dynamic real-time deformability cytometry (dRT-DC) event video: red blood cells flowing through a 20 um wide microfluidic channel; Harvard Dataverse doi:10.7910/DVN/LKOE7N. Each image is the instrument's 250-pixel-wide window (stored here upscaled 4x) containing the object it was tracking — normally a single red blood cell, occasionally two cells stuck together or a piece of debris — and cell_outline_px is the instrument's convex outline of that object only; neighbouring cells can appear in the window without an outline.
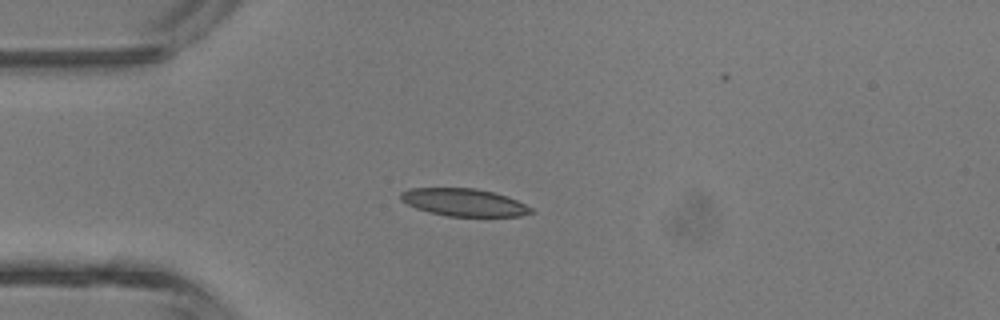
{"species": "common noctule bat (a hibernating species)", "species_latin": "Nyctalus noctula", "temperature_condition": "room temperature", "stored_images_in_passage": 33, "camera_frame_rate_fps": 3000, "um_per_image_px": 0.085, "animal": {"sex": "male", "body_mass_g": 13.3}, "frame": {"image": 1, "passage_image": 1, "time_ms": 0.0, "image_size_px": [1000, 320], "cell_outline_px": [[536, 212], [520, 216], [448, 216], [428, 212], [416, 208], [400, 200], [400, 192], [408, 188], [476, 188], [508, 196], [532, 208]], "centroid_in_image_um": [39.42, 17.2], "position_along_channel_um": 45.6, "area_um2": 20.98}}
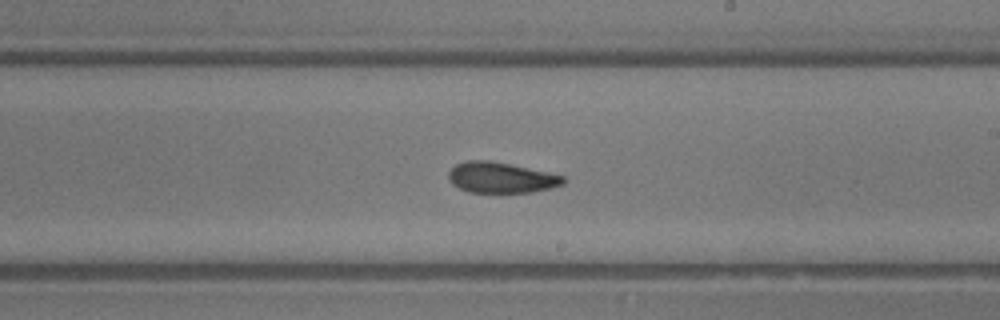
{"frame": {"image": 2, "passage_image": 15, "time_ms": 4.667, "image_size_px": [1000, 320], "cell_outline_px": [[564, 184], [532, 192], [468, 192], [452, 184], [448, 180], [448, 172], [456, 164], [468, 160], [488, 160], [548, 172], [564, 176]], "centroid_in_image_um": [42.55, 15.09], "position_along_channel_um": 246.5, "area_um2": 20.29}}
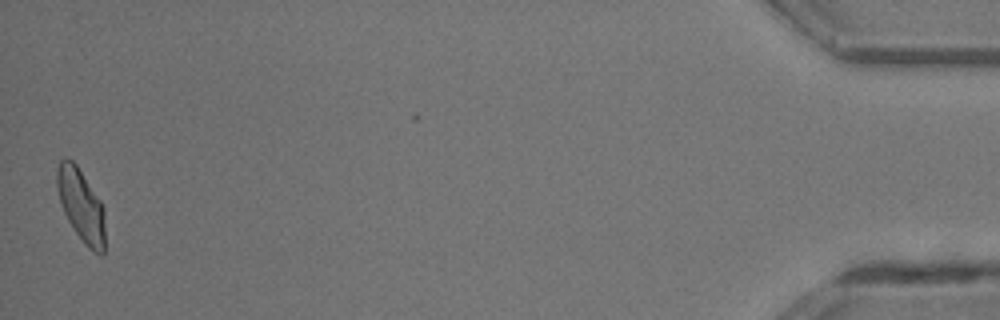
{"frame": {"image": 3, "passage_image": 33, "time_ms": 10.667, "image_size_px": [1000, 320], "cell_outline_px": [[104, 252], [100, 256], [92, 252], [84, 244], [68, 220], [60, 204], [56, 184], [56, 168], [60, 160], [72, 160], [76, 164], [100, 200], [104, 208]], "centroid_in_image_um": [6.89, 17.48], "position_along_channel_um": 428.3, "area_um2": 20.29}, "authors_computed_cell_mechanics": {"area_um2": 20.519, "velocity_mm_per_s": 4.6805, "shape_relaxation_time_tau1_ms": 6.9535, "shape_relaxation_time_tau2_ms": 2.1067, "deformation_change_tau1": 0.209, "deformation_change_tau2": 0.0893}}